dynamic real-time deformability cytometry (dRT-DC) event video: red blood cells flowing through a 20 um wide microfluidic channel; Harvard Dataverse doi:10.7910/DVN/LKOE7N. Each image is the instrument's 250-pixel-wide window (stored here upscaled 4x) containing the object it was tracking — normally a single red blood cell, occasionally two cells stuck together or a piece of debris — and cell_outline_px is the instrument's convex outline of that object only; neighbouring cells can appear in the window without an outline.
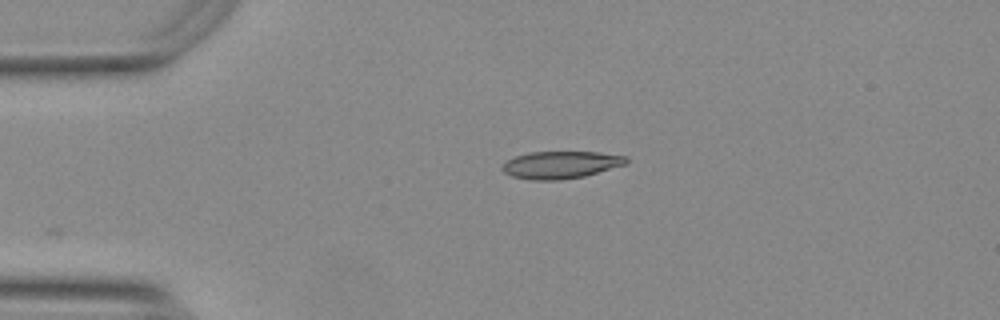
{"species": "Egyptian fruit bat (a non-hibernating species)", "species_latin": "Rousettus aegyptiacus", "temperature_condition": "warm", "stored_images_in_passage": 43, "camera_frame_rate_fps": 3000, "um_per_image_px": 0.085, "animal": {"sex": "female"}, "frame": {"image": 1, "passage_image": 1, "time_ms": 0.0, "image_size_px": [1000, 320], "cell_outline_px": [[628, 164], [584, 176], [560, 180], [532, 180], [512, 176], [504, 172], [500, 168], [500, 164], [516, 156], [528, 152], [600, 152], [628, 156]], "centroid_in_image_um": [47.67, 14.0], "position_along_channel_um": 37.3, "area_um2": 19.94}}
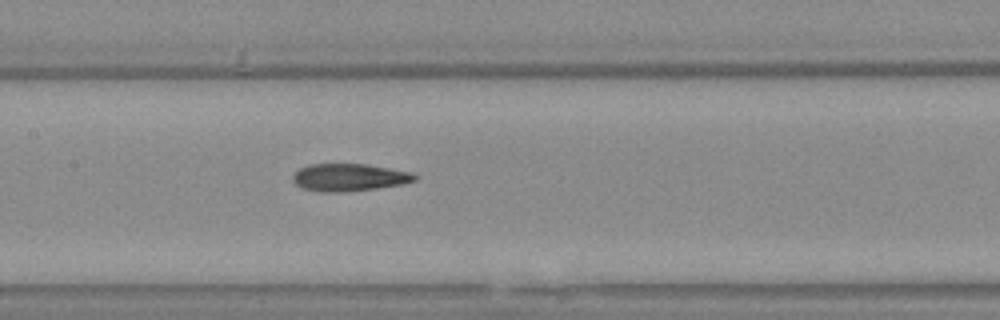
{"frame": {"image": 2, "passage_image": 15, "time_ms": 4.667, "image_size_px": [1000, 320], "cell_outline_px": [[416, 180], [400, 184], [376, 188], [336, 192], [320, 192], [304, 188], [296, 184], [292, 180], [292, 176], [300, 168], [308, 164], [364, 164], [412, 172], [416, 176]], "centroid_in_image_um": [29.64, 15.07], "position_along_channel_um": 177.8, "area_um2": 19.19}}
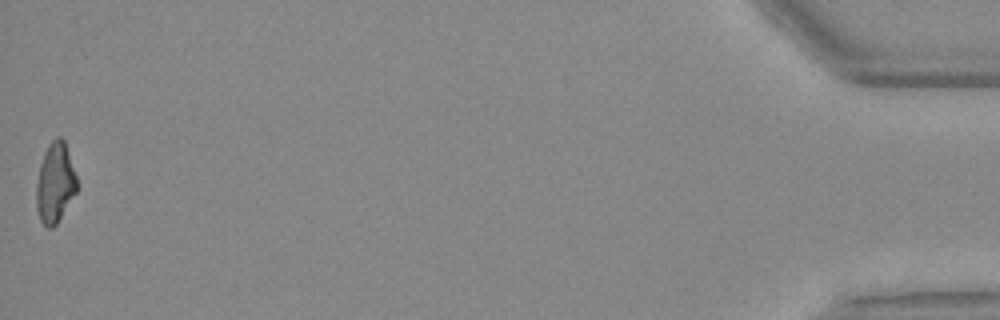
{"frame": {"image": 3, "passage_image": 43, "time_ms": 14.0, "image_size_px": [1000, 320], "cell_outline_px": [[76, 192], [56, 224], [52, 228], [48, 228], [40, 220], [36, 208], [36, 184], [40, 164], [44, 152], [48, 144], [56, 136], [60, 136], [64, 140], [76, 176]], "centroid_in_image_um": [4.66, 15.53], "position_along_channel_um": 430.5, "area_um2": 18.73}, "authors_computed_cell_mechanics": {"area_um2": 19.5942, "velocity_mm_per_s": 3.7577, "shape_relaxation_time_tau1_ms": null, "shape_relaxation_time_tau2_ms": 4.4485, "deformation_change_tau1": null, "deformation_change_tau2": 0.1428}}